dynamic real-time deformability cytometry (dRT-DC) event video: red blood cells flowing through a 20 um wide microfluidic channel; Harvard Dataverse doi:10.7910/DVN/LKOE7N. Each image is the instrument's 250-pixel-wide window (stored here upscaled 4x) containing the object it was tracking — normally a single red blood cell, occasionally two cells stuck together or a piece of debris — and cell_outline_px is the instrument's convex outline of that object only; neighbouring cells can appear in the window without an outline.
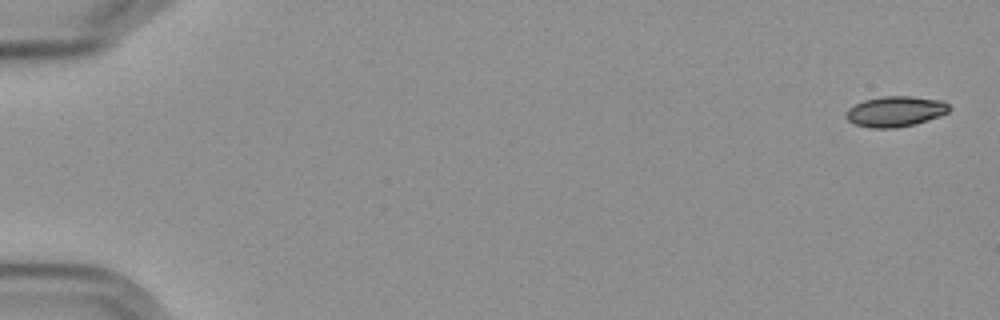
{"species": "Egyptian fruit bat (a non-hibernating species)", "species_latin": "Rousettus aegyptiacus", "temperature_condition": "cold", "stored_images_in_passage": 4, "camera_frame_rate_fps": 3000, "um_per_image_px": 0.085, "frame": {"image": 1, "passage_image": 1, "time_ms": 0.0, "image_size_px": [1000, 320], "cell_outline_px": [[952, 108], [948, 112], [940, 116], [916, 124], [896, 128], [868, 128], [856, 124], [848, 120], [844, 116], [844, 112], [848, 108], [864, 100], [880, 96], [912, 96], [944, 100]], "centroid_in_image_um": [76.12, 9.47], "position_along_channel_um": 8.9, "area_um2": 18.67}}